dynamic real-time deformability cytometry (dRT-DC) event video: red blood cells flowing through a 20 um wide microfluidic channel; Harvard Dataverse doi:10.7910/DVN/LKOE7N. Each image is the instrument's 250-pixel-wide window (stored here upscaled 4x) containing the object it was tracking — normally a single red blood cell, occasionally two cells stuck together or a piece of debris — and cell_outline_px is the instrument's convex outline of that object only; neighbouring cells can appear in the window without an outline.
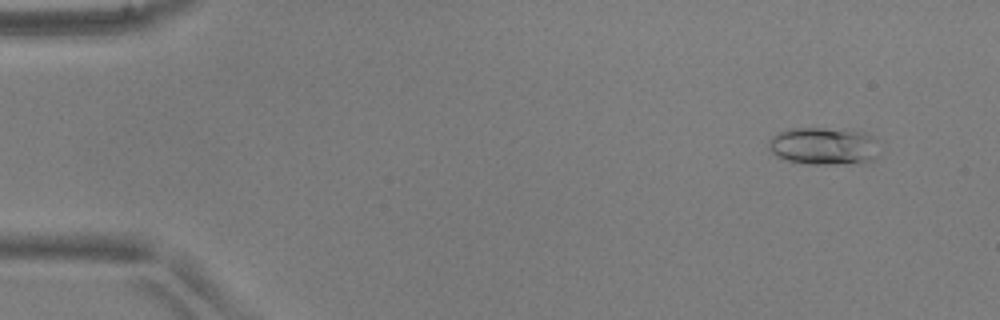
{"species": "common noctule bat (a hibernating species)", "species_latin": "Nyctalus noctula", "temperature_condition": "warm", "stored_images_in_passage": 46, "camera_frame_rate_fps": 3000, "um_per_image_px": 0.085, "animal": {"sex": "male", "body_mass_g": 17.9, "forearm_length_mm": 54.2}, "frame": {"image": 1, "passage_image": 5, "time_ms": 1.333, "image_size_px": [1000, 320], "cell_outline_px": [[876, 156], [872, 160], [828, 164], [808, 164], [788, 160], [776, 156], [772, 152], [768, 144], [768, 140], [772, 136], [788, 128], [844, 128], [868, 132], [876, 140]], "centroid_in_image_um": [69.99, 12.37], "position_along_channel_um": 15.0, "area_um2": 24.16}}
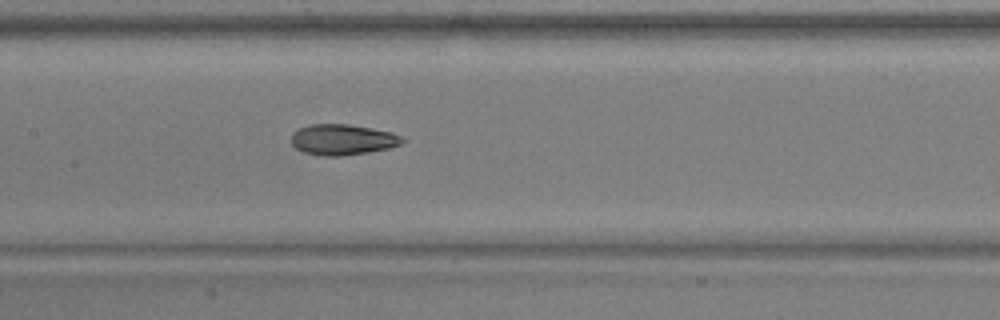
{"frame": {"image": 2, "passage_image": 26, "time_ms": 8.333, "image_size_px": [1000, 320], "cell_outline_px": [[408, 140], [400, 144], [388, 148], [368, 152], [340, 156], [320, 156], [304, 152], [296, 148], [292, 144], [292, 132], [308, 124], [348, 124], [372, 128], [392, 132]], "centroid_in_image_um": [29.12, 11.86], "position_along_channel_um": 178.3, "area_um2": 19.94}}
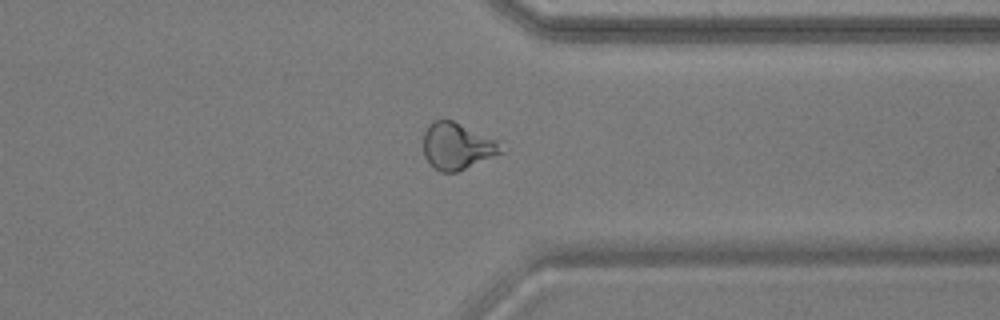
{"frame": {"image": 3, "passage_image": 41, "time_ms": 13.333, "image_size_px": [1000, 320], "cell_outline_px": [[504, 152], [456, 172], [440, 172], [432, 168], [424, 156], [424, 132], [428, 124], [432, 120], [452, 120], [500, 140]], "centroid_in_image_um": [38.86, 12.42], "position_along_channel_um": 372.5, "area_um2": 21.39}}